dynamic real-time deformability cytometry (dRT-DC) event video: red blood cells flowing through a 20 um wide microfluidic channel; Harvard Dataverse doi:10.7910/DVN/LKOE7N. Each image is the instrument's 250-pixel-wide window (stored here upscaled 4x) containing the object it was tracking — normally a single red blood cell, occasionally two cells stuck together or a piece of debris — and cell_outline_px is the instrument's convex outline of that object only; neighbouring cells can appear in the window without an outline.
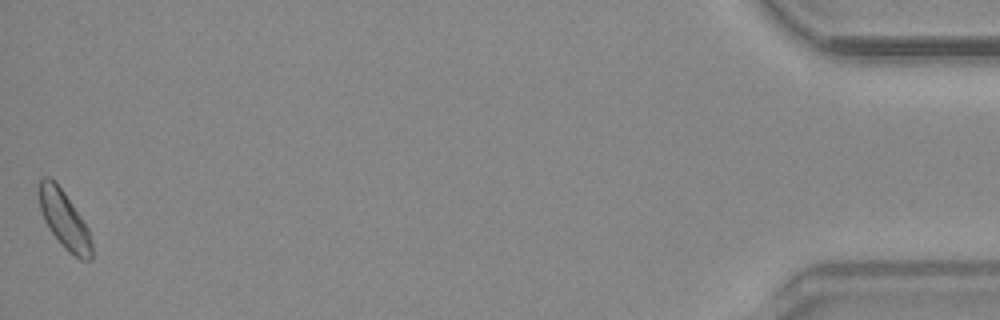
{"species": "common noctule bat (a hibernating species)", "species_latin": "Nyctalus noctula", "temperature_condition": "warm", "stored_images_in_passage": 52, "camera_frame_rate_fps": 3000, "um_per_image_px": 0.085, "animal": {"sex": "male", "body_mass_g": 20.4}, "frame": {"image": 1, "passage_image": 52, "time_ms": 17.0, "image_size_px": [1000, 320], "cell_outline_px": [[92, 260], [80, 260], [64, 248], [52, 232], [44, 220], [40, 208], [36, 192], [40, 180], [44, 176], [48, 176], [64, 192], [88, 228], [92, 244]], "centroid_in_image_um": [5.44, 18.67], "position_along_channel_um": 429.8, "area_um2": 17.63}, "authors_computed_cell_mechanics": {"area_um2": 17.5423, "velocity_mm_per_s": 3.7517, "shape_relaxation_time_tau1_ms": 2.9278, "shape_relaxation_time_tau2_ms": null, "deformation_change_tau1": 0.0369, "deformation_change_tau2": null}}